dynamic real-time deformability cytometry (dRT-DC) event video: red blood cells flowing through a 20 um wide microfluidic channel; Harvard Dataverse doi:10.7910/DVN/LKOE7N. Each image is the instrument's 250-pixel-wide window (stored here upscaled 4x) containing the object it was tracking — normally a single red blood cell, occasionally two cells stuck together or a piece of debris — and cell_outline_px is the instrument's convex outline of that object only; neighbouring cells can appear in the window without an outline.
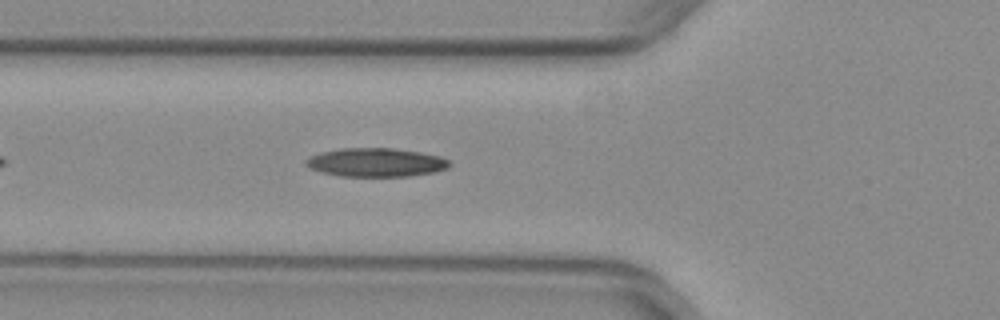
{"species": "common noctule bat (a hibernating species)", "species_latin": "Nyctalus noctula", "temperature_condition": "warm", "stored_images_in_passage": 32, "camera_frame_rate_fps": 3000, "um_per_image_px": 0.085, "animal": {"sex": "female", "body_mass_g": 29.2, "forearm_length_mm": 56.3}, "frame": {"image": 1, "passage_image": 6, "time_ms": 1.667, "image_size_px": [1000, 320], "cell_outline_px": [[452, 164], [448, 168], [436, 172], [408, 176], [340, 176], [320, 172], [304, 164], [304, 160], [320, 152], [340, 148], [392, 148], [420, 152], [440, 156], [448, 160]], "centroid_in_image_um": [31.96, 13.8], "position_along_channel_um": 93.8, "area_um2": 24.04}}
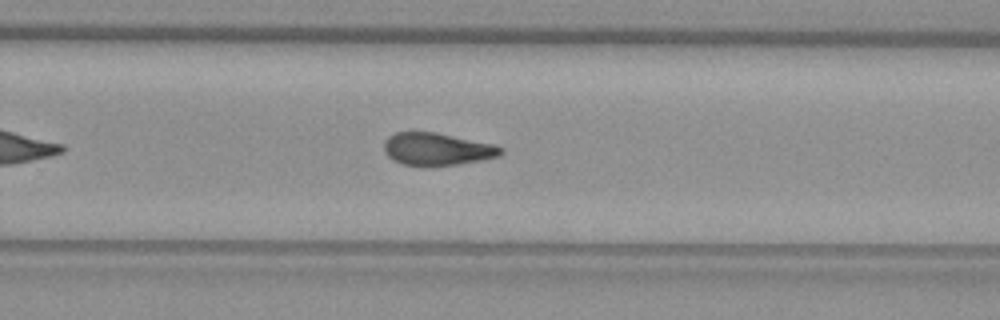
{"frame": {"image": 2, "passage_image": 21, "time_ms": 6.667, "image_size_px": [1000, 320], "cell_outline_px": [[504, 152], [500, 156], [484, 160], [456, 164], [424, 168], [420, 168], [400, 164], [392, 160], [384, 152], [384, 140], [388, 136], [396, 132], [436, 132], [496, 144], [504, 148]], "centroid_in_image_um": [37.15, 12.7], "position_along_channel_um": 292.7, "area_um2": 22.95}}
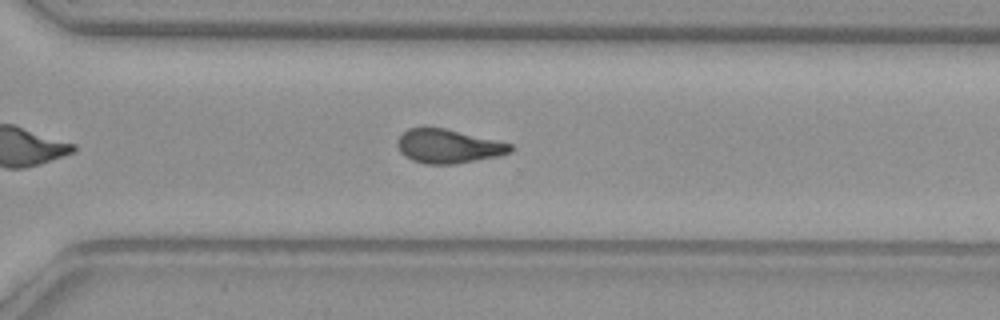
{"frame": {"image": 3, "passage_image": 24, "time_ms": 7.667, "image_size_px": [1000, 320], "cell_outline_px": [[516, 148], [512, 152], [500, 156], [456, 164], [424, 164], [412, 160], [404, 156], [400, 152], [396, 144], [396, 140], [408, 128], [444, 128], [512, 144]], "centroid_in_image_um": [38.11, 12.45], "position_along_channel_um": 332.5, "area_um2": 22.43}, "authors_computed_cell_mechanics": {"area_um2": 22.9466, "velocity_mm_per_s": 3.98, "shape_relaxation_time_tau1_ms": null, "shape_relaxation_time_tau2_ms": 3.8314, "deformation_change_tau1": null, "deformation_change_tau2": 0.1288}}